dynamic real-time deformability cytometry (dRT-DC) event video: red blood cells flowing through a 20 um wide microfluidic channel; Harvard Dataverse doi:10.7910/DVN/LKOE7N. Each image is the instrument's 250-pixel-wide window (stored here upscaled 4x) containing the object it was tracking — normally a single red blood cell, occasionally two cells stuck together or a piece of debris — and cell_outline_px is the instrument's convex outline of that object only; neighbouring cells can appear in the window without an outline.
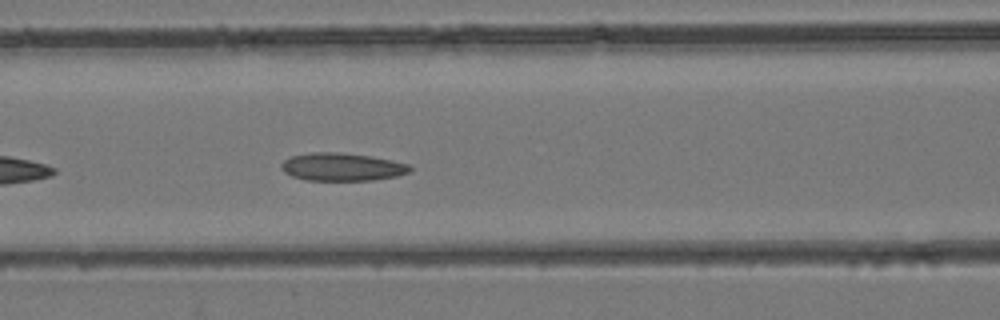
{"species": "common noctule bat (a hibernating species)", "species_latin": "Nyctalus noctula", "temperature_condition": "room temperature", "stored_images_in_passage": 29, "camera_frame_rate_fps": 3000, "um_per_image_px": 0.085, "animal": {"sex": "female", "body_mass_g": 24.6, "forearm_length_mm": 56.2}, "frame": {"image": 1, "passage_image": 7, "time_ms": 2.0, "image_size_px": [1000, 320], "cell_outline_px": [[412, 168], [408, 172], [396, 176], [372, 180], [308, 180], [292, 176], [284, 172], [280, 168], [280, 164], [284, 160], [292, 156], [312, 152], [336, 152], [372, 156], [392, 160], [408, 164]], "centroid_in_image_um": [29.05, 14.18], "position_along_channel_um": 137.6, "area_um2": 20.81}}
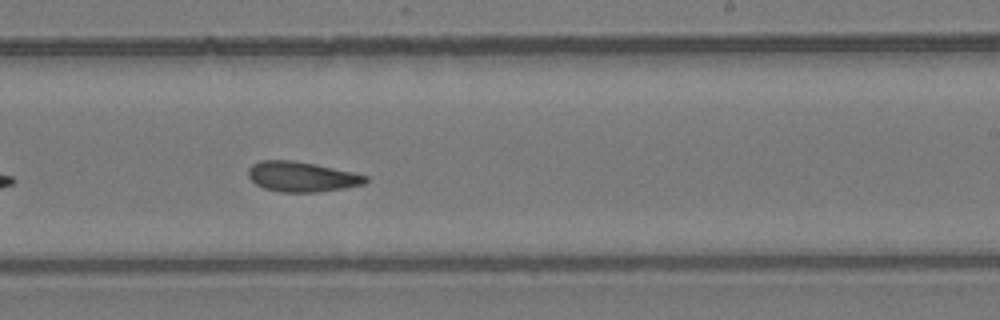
{"frame": {"image": 2, "passage_image": 15, "time_ms": 4.667, "image_size_px": [1000, 320], "cell_outline_px": [[368, 180], [364, 184], [344, 188], [316, 192], [280, 192], [264, 188], [256, 184], [248, 176], [248, 168], [252, 164], [260, 160], [292, 160], [352, 172], [368, 176]], "centroid_in_image_um": [25.62, 15.02], "position_along_channel_um": 263.4, "area_um2": 20.4}}
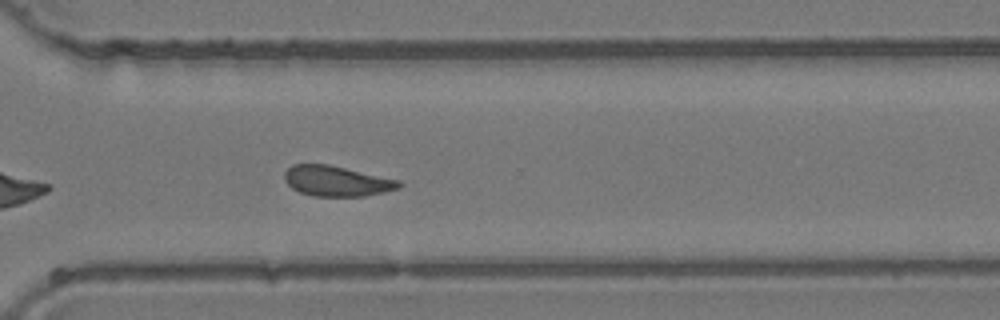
{"frame": {"image": 3, "passage_image": 20, "time_ms": 6.333, "image_size_px": [1000, 320], "cell_outline_px": [[404, 184], [400, 188], [384, 192], [364, 196], [312, 196], [300, 192], [292, 188], [284, 180], [284, 172], [292, 164], [328, 164], [400, 180]], "centroid_in_image_um": [28.62, 15.39], "position_along_channel_um": 342.0, "area_um2": 20.35}}